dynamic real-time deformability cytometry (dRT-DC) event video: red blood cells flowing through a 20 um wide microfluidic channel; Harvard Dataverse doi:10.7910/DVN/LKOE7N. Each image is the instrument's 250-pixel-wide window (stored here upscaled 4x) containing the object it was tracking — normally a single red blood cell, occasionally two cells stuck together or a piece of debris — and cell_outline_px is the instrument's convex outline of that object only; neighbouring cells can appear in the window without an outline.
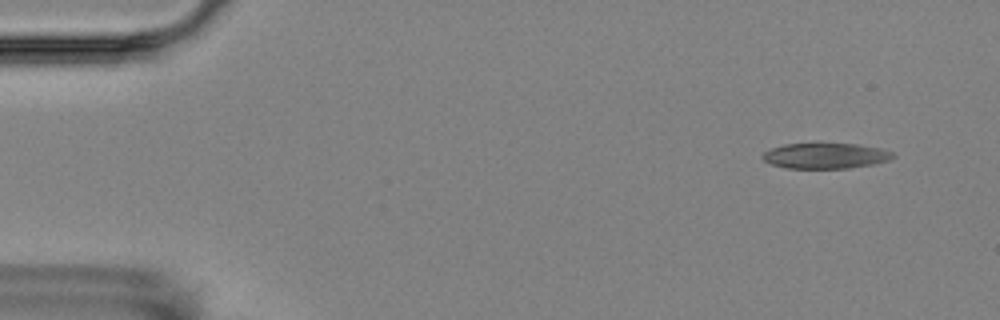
{"species": "Egyptian fruit bat (a non-hibernating species)", "species_latin": "Rousettus aegyptiacus", "temperature_condition": "room temperature", "stored_images_in_passage": 5, "camera_frame_rate_fps": 3000, "um_per_image_px": 0.085, "animal": {"sex": "female"}, "frame": {"image": 1, "passage_image": 1, "time_ms": 0.0, "image_size_px": [1000, 320], "cell_outline_px": [[896, 156], [888, 160], [872, 164], [848, 168], [788, 168], [772, 164], [764, 160], [760, 156], [764, 152], [772, 148], [784, 144], [856, 144], [880, 148], [892, 152]], "centroid_in_image_um": [70.16, 13.24], "position_along_channel_um": 14.8, "area_um2": 19.13}}